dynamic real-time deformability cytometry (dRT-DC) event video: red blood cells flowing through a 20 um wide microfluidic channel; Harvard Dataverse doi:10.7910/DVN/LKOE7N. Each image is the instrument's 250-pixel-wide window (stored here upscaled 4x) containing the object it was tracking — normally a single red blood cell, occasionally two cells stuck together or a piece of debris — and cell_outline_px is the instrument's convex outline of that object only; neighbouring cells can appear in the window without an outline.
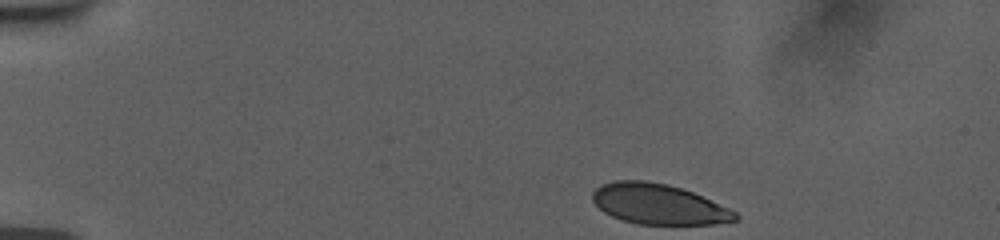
{"species": "human", "species_latin": "Homo sapiens", "temperature_condition": "room temperature", "stored_images_in_passage": 42, "camera_frame_rate_fps": 3000, "um_per_image_px": 0.085, "donor": {"sex": "female"}, "frame": {"image": 1, "passage_image": 1, "time_ms": 0.0, "image_size_px": [1000, 240], "cell_outline_px": [[740, 216], [736, 220], [712, 224], [636, 224], [620, 220], [604, 212], [592, 200], [592, 192], [600, 184], [616, 180], [644, 180], [668, 184], [692, 192], [728, 208], [736, 212]], "centroid_in_image_um": [55.93, 17.35], "position_along_channel_um": 29.1, "area_um2": 33.47}}
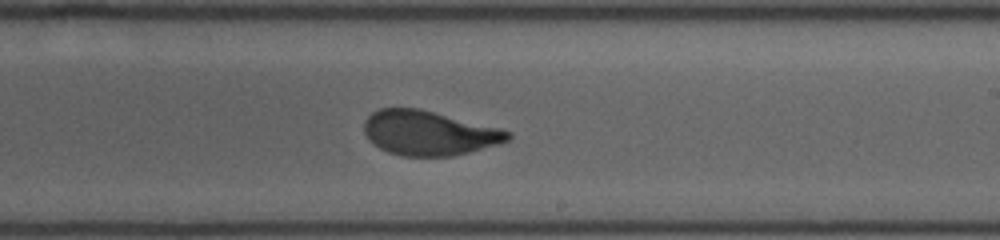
{"frame": {"image": 2, "passage_image": 20, "time_ms": 8.333, "image_size_px": [1000, 240], "cell_outline_px": [[512, 136], [508, 140], [496, 144], [468, 152], [452, 156], [400, 156], [388, 152], [372, 144], [368, 140], [364, 132], [364, 120], [372, 112], [380, 108], [420, 108], [500, 128], [512, 132]], "centroid_in_image_um": [36.42, 11.3], "position_along_channel_um": 252.6, "area_um2": 37.4}}
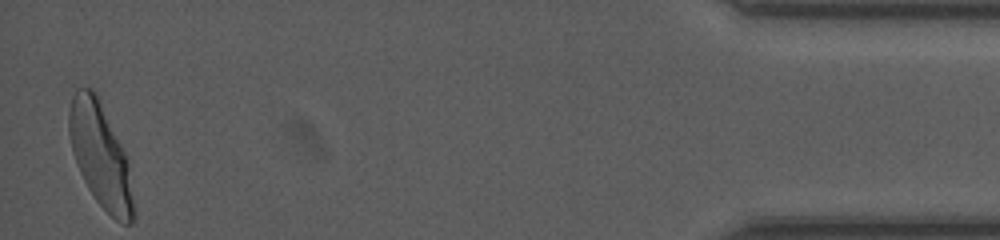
{"frame": {"image": 3, "passage_image": 42, "time_ms": 15.0, "image_size_px": [1000, 240], "cell_outline_px": [[136, 216], [132, 224], [124, 224], [116, 220], [96, 200], [88, 188], [80, 172], [72, 152], [68, 132], [68, 112], [72, 96], [76, 88], [92, 88], [96, 92], [124, 152], [128, 164], [136, 212]], "centroid_in_image_um": [8.53, 13.23], "position_along_channel_um": 426.7, "area_um2": 39.02}, "authors_computed_cell_mechanics": {"area_um2": 37.7434, "velocity_mm_per_s": 3.7396, "shape_relaxation_time_tau1_ms": 3.8981, "shape_relaxation_time_tau2_ms": null, "deformation_change_tau1": 0.1679, "deformation_change_tau2": null}}